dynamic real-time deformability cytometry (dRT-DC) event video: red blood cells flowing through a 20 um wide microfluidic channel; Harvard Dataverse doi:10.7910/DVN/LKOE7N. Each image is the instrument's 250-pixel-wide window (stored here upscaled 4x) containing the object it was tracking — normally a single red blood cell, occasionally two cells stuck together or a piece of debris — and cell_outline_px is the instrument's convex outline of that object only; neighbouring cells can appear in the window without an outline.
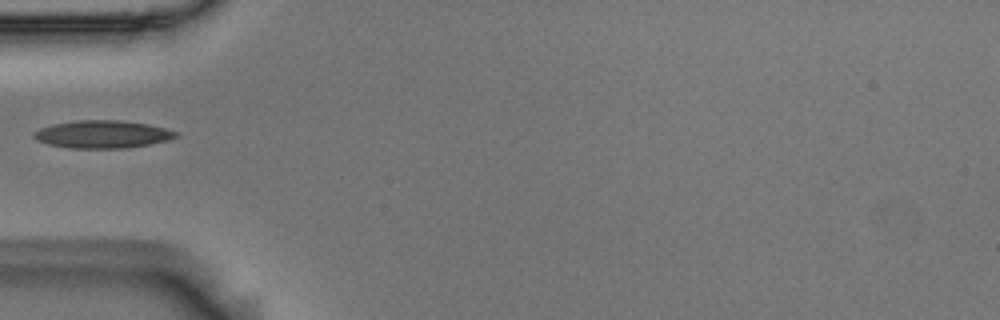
{"species": "Egyptian fruit bat (a non-hibernating species)", "species_latin": "Rousettus aegyptiacus", "temperature_condition": "room temperature", "stored_images_in_passage": 38, "camera_frame_rate_fps": 3000, "um_per_image_px": 0.085, "animal": {"sex": "male"}, "frame": {"image": 1, "passage_image": 1, "time_ms": 0.0, "image_size_px": [1000, 320], "cell_outline_px": [[176, 136], [168, 140], [148, 144], [124, 148], [68, 148], [48, 144], [36, 140], [32, 136], [32, 132], [40, 128], [52, 124], [76, 120], [120, 120], [148, 124], [164, 128], [176, 132]], "centroid_in_image_um": [8.63, 11.41], "position_along_channel_um": 76.4, "area_um2": 22.83}}
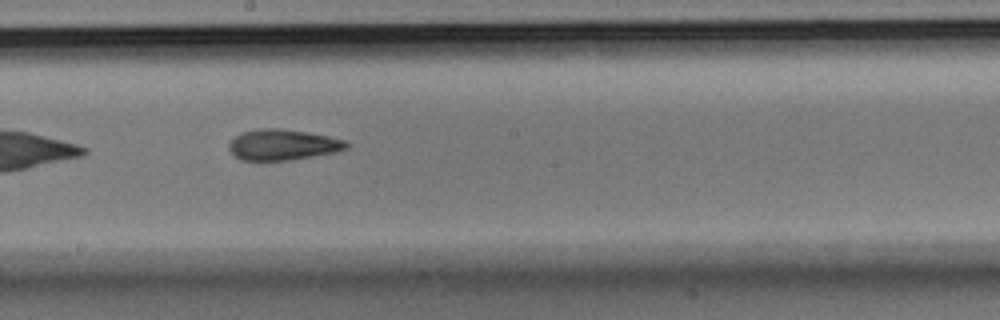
{"frame": {"image": 2, "passage_image": 13, "time_ms": 4.0, "image_size_px": [1000, 320], "cell_outline_px": [[352, 144], [348, 148], [336, 152], [292, 160], [240, 160], [228, 148], [228, 144], [240, 132], [260, 128], [280, 128], [308, 132], [328, 136], [344, 140]], "centroid_in_image_um": [24.06, 12.3], "position_along_channel_um": 224.1, "area_um2": 21.21}}
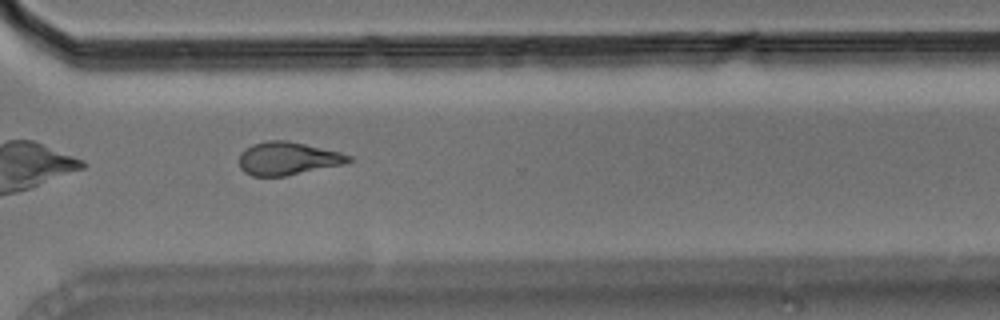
{"frame": {"image": 3, "passage_image": 23, "time_ms": 7.333, "image_size_px": [1000, 320], "cell_outline_px": [[352, 160], [344, 164], [284, 176], [252, 176], [244, 172], [240, 168], [240, 152], [244, 148], [252, 144], [268, 140], [284, 140], [304, 144], [340, 152], [352, 156]], "centroid_in_image_um": [24.43, 13.47], "position_along_channel_um": 346.2, "area_um2": 20.98}}